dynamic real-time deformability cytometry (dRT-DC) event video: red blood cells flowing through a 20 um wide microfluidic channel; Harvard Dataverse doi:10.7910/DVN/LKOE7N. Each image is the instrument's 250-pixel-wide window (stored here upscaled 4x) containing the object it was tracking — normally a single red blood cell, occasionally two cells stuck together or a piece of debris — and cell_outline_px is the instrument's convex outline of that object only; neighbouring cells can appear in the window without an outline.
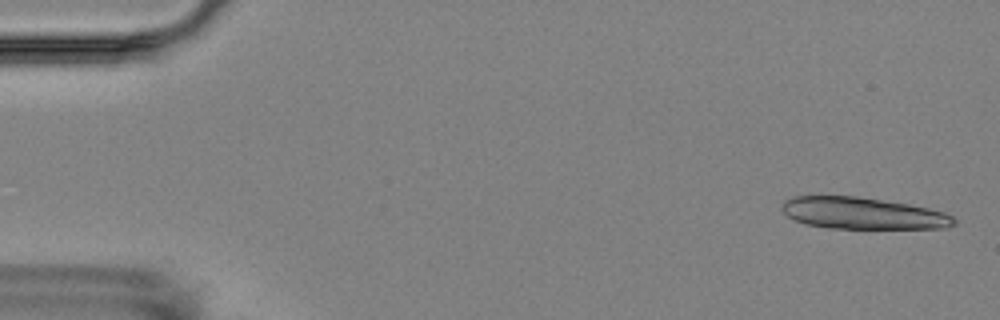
{"species": "Egyptian fruit bat (a non-hibernating species)", "species_latin": "Rousettus aegyptiacus", "temperature_condition": "room temperature", "stored_images_in_passage": 5, "camera_frame_rate_fps": 3000, "um_per_image_px": 0.085, "animal": {"sex": "female"}, "frame": {"image": 1, "passage_image": 1, "time_ms": 0.0, "image_size_px": [1000, 320], "cell_outline_px": [[956, 224], [948, 228], [828, 228], [804, 224], [788, 216], [780, 208], [784, 200], [792, 196], [856, 196], [908, 204], [928, 208], [944, 212], [952, 216], [956, 220]], "centroid_in_image_um": [73.32, 18.13], "position_along_channel_um": 11.7, "area_um2": 31.79}}